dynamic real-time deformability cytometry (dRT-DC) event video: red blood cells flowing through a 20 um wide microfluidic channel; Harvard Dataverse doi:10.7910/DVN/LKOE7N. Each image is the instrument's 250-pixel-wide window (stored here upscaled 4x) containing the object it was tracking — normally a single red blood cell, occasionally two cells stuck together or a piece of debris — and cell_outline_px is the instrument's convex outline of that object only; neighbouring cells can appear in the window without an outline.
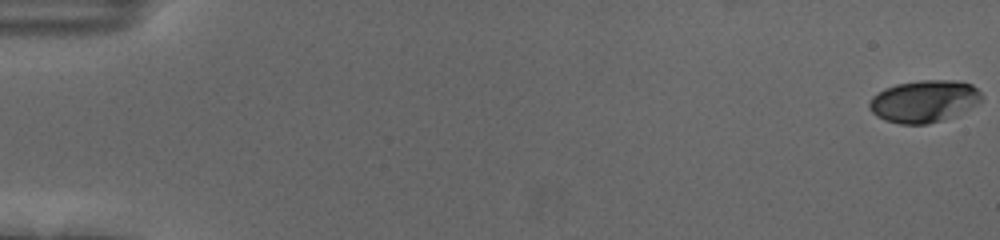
{"species": "human", "species_latin": "Homo sapiens", "temperature_condition": "cold", "stored_images_in_passage": 57, "camera_frame_rate_fps": 3000, "um_per_image_px": 0.085, "donor": {"sex": "female"}, "frame": {"image": 1, "passage_image": 1, "time_ms": 0.0, "image_size_px": [1000, 240], "cell_outline_px": [[984, 96], [976, 104], [956, 116], [944, 120], [928, 124], [900, 124], [884, 120], [876, 116], [868, 108], [868, 104], [872, 96], [884, 88], [896, 84], [920, 80], [956, 80], [972, 84]], "centroid_in_image_um": [78.53, 8.61], "position_along_channel_um": 6.5, "area_um2": 27.86}}
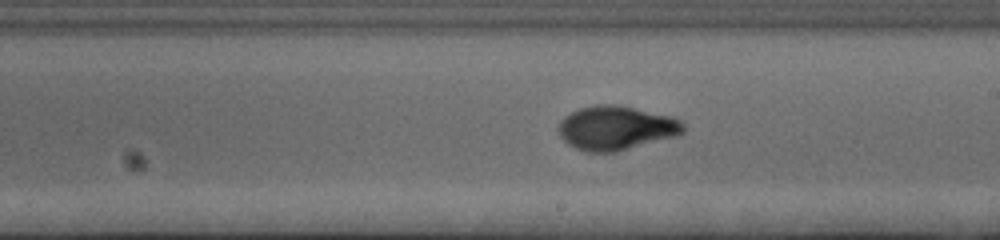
{"frame": {"image": 2, "passage_image": 34, "time_ms": 11.0, "image_size_px": [1000, 240], "cell_outline_px": [[684, 132], [676, 136], [616, 152], [592, 152], [576, 148], [568, 144], [560, 136], [556, 128], [560, 120], [564, 116], [580, 108], [596, 104], [616, 104], [672, 116], [680, 120], [684, 124]], "centroid_in_image_um": [52.35, 10.87], "position_along_channel_um": 236.6, "area_um2": 32.14}}
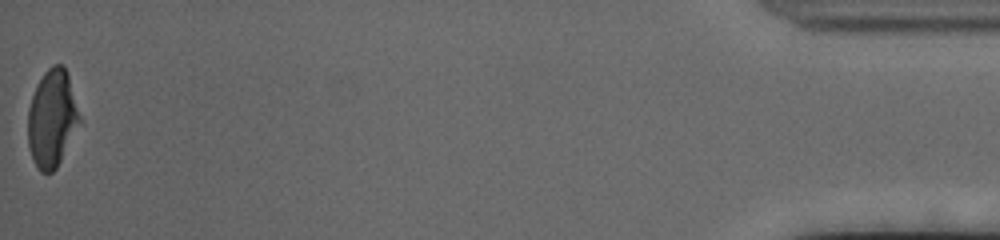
{"frame": {"image": 3, "passage_image": 57, "time_ms": 18.667, "image_size_px": [1000, 240], "cell_outline_px": [[84, 120], [56, 168], [52, 172], [40, 172], [36, 168], [32, 160], [28, 144], [28, 108], [32, 96], [44, 72], [52, 64], [64, 64], [68, 72]], "centroid_in_image_um": [4.48, 10.06], "position_along_channel_um": 430.7, "area_um2": 30.23}, "authors_computed_cell_mechanics": {"area_um2": 29.9982, "velocity_mm_per_s": 3.6775, "shape_relaxation_time_tau1_ms": 3.742, "shape_relaxation_time_tau2_ms": null, "deformation_change_tau1": 0.1809, "deformation_change_tau2": null}}